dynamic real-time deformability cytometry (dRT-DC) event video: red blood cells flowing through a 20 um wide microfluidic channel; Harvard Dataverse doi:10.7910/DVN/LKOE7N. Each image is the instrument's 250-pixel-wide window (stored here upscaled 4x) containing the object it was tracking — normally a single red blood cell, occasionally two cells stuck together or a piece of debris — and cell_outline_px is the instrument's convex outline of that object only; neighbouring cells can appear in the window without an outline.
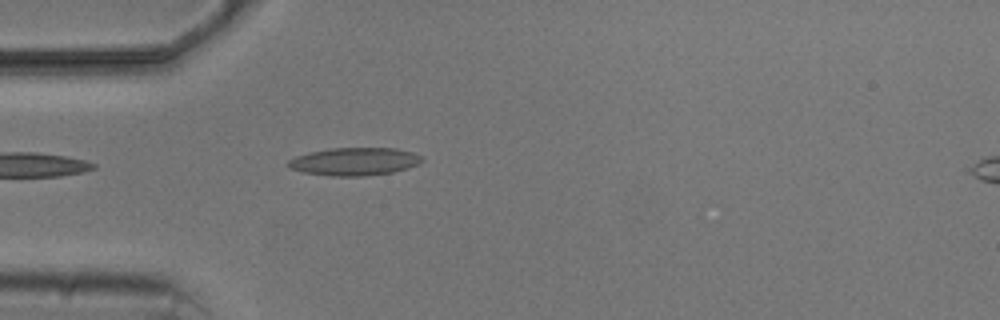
{"species": "common noctule bat (a hibernating species)", "species_latin": "Nyctalus noctula", "temperature_condition": "cold", "stored_images_in_passage": 4, "camera_frame_rate_fps": 3000, "um_per_image_px": 0.085, "animal": {"sex": "male", "body_mass_g": 20.5, "forearm_length_mm": 52.5}, "frame": {"image": 1, "passage_image": 3, "time_ms": 3.667, "image_size_px": [1000, 320], "cell_outline_px": [[424, 160], [420, 164], [408, 168], [392, 172], [364, 176], [332, 176], [304, 172], [288, 168], [284, 164], [288, 160], [296, 156], [308, 152], [332, 148], [396, 148], [412, 152], [424, 156]], "centroid_in_image_um": [30.13, 13.72], "position_along_channel_um": 54.9, "area_um2": 21.96}}